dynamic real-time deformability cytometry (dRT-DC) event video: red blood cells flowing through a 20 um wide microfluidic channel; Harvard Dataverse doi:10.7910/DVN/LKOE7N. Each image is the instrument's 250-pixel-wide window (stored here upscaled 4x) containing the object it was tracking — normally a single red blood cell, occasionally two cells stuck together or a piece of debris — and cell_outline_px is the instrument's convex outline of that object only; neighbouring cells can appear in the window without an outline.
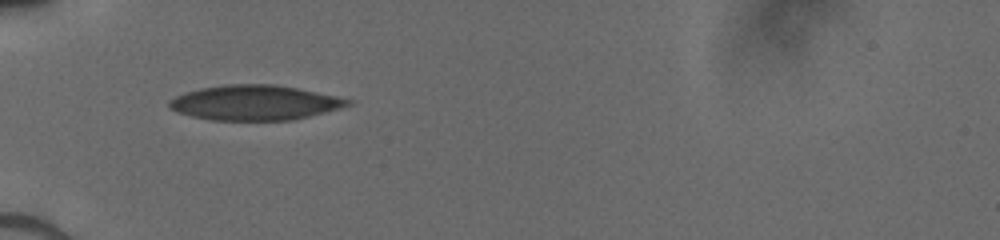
{"species": "human", "species_latin": "Homo sapiens", "temperature_condition": "cold", "stored_images_in_passage": 31, "camera_frame_rate_fps": 3000, "um_per_image_px": 0.085, "donor": {"sex": "male"}, "frame": {"image": 1, "passage_image": 1, "time_ms": 0.0, "image_size_px": [1000, 240], "cell_outline_px": [[352, 104], [340, 108], [292, 120], [212, 120], [192, 116], [176, 112], [168, 108], [168, 100], [184, 92], [200, 88], [224, 84], [272, 84], [296, 88], [336, 96], [352, 100]], "centroid_in_image_um": [21.59, 8.72], "position_along_channel_um": 63.4, "area_um2": 36.3}}
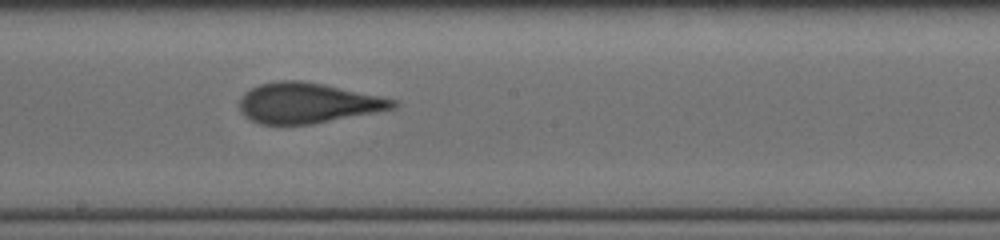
{"frame": {"image": 2, "passage_image": 13, "time_ms": 4.0, "image_size_px": [1000, 240], "cell_outline_px": [[400, 104], [396, 108], [376, 112], [312, 124], [260, 124], [244, 116], [240, 112], [240, 96], [244, 92], [260, 84], [280, 80], [300, 80], [324, 84], [384, 96], [400, 100]], "centroid_in_image_um": [26.2, 8.75], "position_along_channel_um": 222.0, "area_um2": 36.41}}
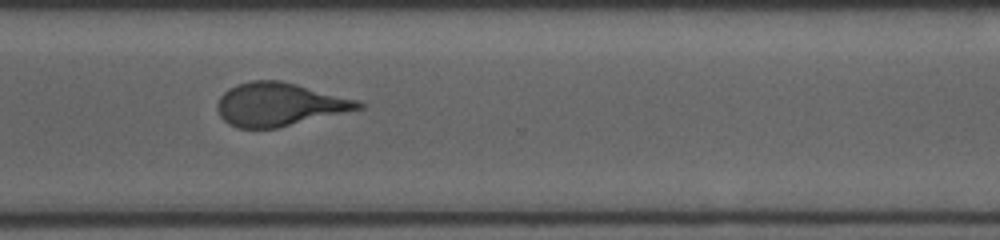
{"frame": {"image": 3, "passage_image": 22, "time_ms": 7.0, "image_size_px": [1000, 240], "cell_outline_px": [[364, 108], [276, 128], [240, 128], [228, 124], [220, 116], [216, 108], [216, 104], [220, 96], [228, 88], [236, 84], [252, 80], [280, 80], [360, 100], [364, 104]], "centroid_in_image_um": [23.73, 8.87], "position_along_channel_um": 346.9, "area_um2": 35.6}}